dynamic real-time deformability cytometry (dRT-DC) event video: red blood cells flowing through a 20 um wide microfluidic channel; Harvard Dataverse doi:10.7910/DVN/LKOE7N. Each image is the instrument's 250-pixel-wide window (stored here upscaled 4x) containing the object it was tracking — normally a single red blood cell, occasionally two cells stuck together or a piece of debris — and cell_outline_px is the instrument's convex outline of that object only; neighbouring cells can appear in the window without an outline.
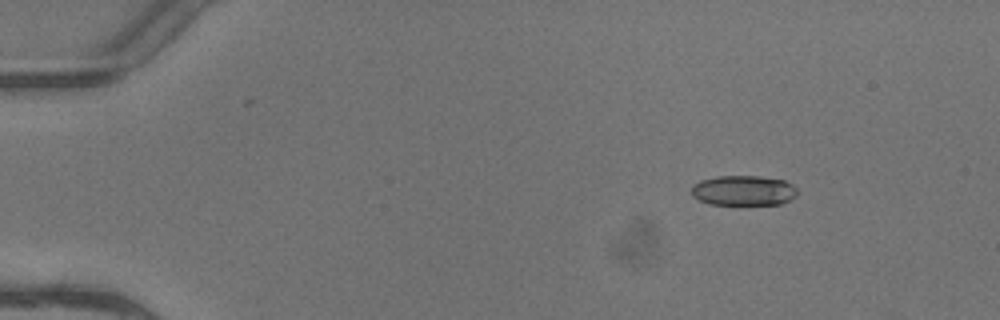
{"species": "common noctule bat (a hibernating species)", "species_latin": "Nyctalus noctula", "temperature_condition": "warm", "stored_images_in_passage": 4, "camera_frame_rate_fps": 3000, "um_per_image_px": 0.085, "animal": {"sex": "female"}, "frame": {"image": 1, "passage_image": 2, "time_ms": 0.333, "image_size_px": [1000, 320], "cell_outline_px": [[796, 196], [792, 200], [780, 204], [708, 204], [692, 196], [692, 184], [700, 180], [716, 176], [760, 176], [784, 180], [792, 184], [796, 188]], "centroid_in_image_um": [63.19, 16.19], "position_along_channel_um": 21.8, "area_um2": 18.67}}
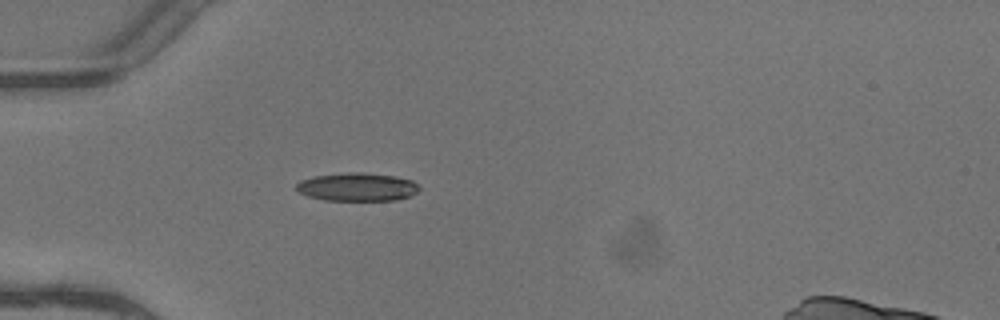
{"frame": {"image": 2, "passage_image": 4, "time_ms": 1.0, "image_size_px": [1000, 320], "cell_outline_px": [[420, 188], [416, 192], [408, 196], [396, 200], [324, 200], [308, 196], [300, 192], [296, 188], [296, 184], [300, 180], [312, 176], [348, 172], [364, 172], [396, 176], [412, 180]], "centroid_in_image_um": [30.34, 15.88], "position_along_channel_um": 54.7, "area_um2": 20.23}}